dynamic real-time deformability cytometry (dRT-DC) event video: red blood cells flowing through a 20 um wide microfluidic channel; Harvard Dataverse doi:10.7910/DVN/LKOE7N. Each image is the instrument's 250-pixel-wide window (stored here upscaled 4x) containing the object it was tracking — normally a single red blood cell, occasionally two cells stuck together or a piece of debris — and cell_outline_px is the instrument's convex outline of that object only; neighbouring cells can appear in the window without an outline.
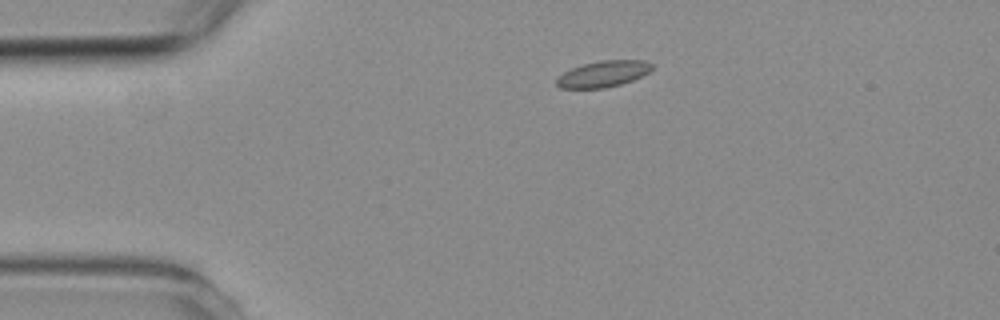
{"species": "common noctule bat (a hibernating species)", "species_latin": "Nyctalus noctula", "temperature_condition": "room temperature", "stored_images_in_passage": 3, "camera_frame_rate_fps": 3000, "um_per_image_px": 0.085, "animal": {"sex": "female", "body_mass_g": 19.3, "forearm_length_mm": 54.1}, "frame": {"image": 1, "passage_image": 2, "time_ms": 1.0, "image_size_px": [1000, 320], "cell_outline_px": [[652, 68], [648, 72], [632, 80], [620, 84], [604, 88], [560, 88], [556, 84], [556, 80], [564, 72], [580, 64], [600, 60], [644, 60], [652, 64]], "centroid_in_image_um": [51.25, 6.27], "position_along_channel_um": 33.7, "area_um2": 14.45}}